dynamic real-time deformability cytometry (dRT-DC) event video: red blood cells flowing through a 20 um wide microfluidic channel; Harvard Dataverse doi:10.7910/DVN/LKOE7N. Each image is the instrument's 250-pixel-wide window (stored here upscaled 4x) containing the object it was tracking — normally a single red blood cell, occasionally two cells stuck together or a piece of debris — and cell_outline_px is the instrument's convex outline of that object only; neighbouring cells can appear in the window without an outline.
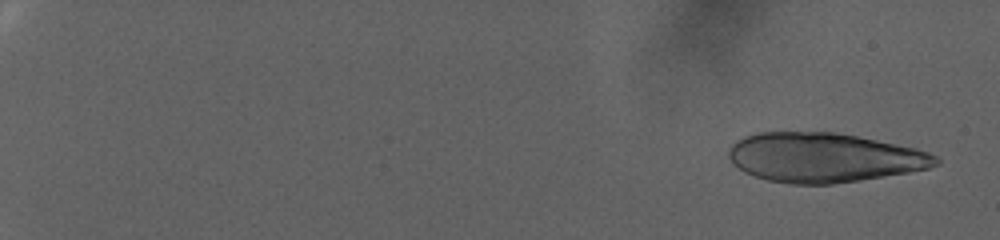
{"species": "human", "species_latin": "Homo sapiens", "temperature_condition": "warm", "stored_images_in_passage": 35, "camera_frame_rate_fps": 3000, "um_per_image_px": 0.085, "donor": {"sex": "female"}, "frame": {"image": 1, "passage_image": 4, "time_ms": 1.0, "image_size_px": [1000, 240], "cell_outline_px": [[940, 164], [928, 168], [908, 172], [860, 180], [832, 184], [792, 184], [768, 180], [744, 172], [728, 156], [728, 148], [736, 140], [744, 136], [756, 132], [832, 132], [856, 136], [916, 148], [928, 152], [936, 156], [940, 160]], "centroid_in_image_um": [70.03, 13.39], "position_along_channel_um": 15.0, "area_um2": 59.36}}
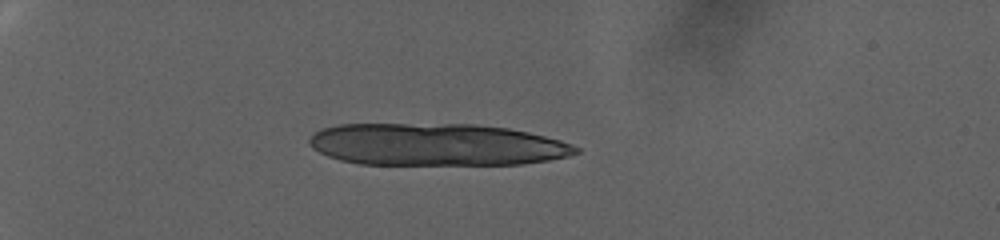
{"frame": {"image": 2, "passage_image": 26, "time_ms": 8.333, "image_size_px": [1000, 240], "cell_outline_px": [[580, 152], [568, 156], [548, 160], [520, 164], [360, 164], [340, 160], [328, 156], [312, 148], [308, 144], [308, 140], [320, 128], [340, 124], [476, 124], [508, 128], [528, 132], [560, 140], [572, 144], [580, 148]], "centroid_in_image_um": [37.09, 12.28], "position_along_channel_um": 47.9, "area_um2": 65.66}}